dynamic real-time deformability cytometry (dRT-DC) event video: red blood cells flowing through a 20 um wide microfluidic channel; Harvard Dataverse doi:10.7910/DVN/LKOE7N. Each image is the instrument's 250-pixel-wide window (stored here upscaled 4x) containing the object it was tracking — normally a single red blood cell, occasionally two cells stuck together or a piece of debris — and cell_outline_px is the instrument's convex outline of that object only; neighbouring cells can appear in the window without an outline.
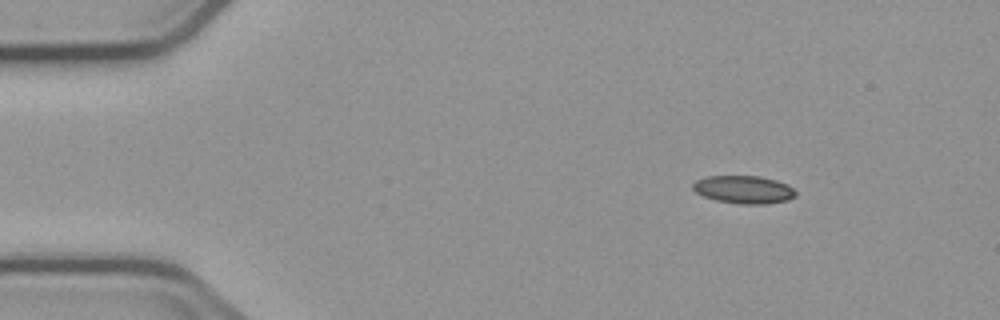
{"species": "common noctule bat (a hibernating species)", "species_latin": "Nyctalus noctula", "temperature_condition": "cold", "stored_images_in_passage": 4, "segment_of_instrument_passage": [1, 2], "camera_frame_rate_fps": 3000, "um_per_image_px": 0.085, "animal": {"sex": "male", "body_mass_g": 23.1, "forearm_length_mm": 52.7}, "frame": {"image": 1, "passage_image": 1, "time_ms": 0.0, "image_size_px": [1000, 320], "cell_outline_px": [[796, 196], [788, 200], [764, 204], [744, 204], [716, 200], [704, 196], [696, 192], [692, 188], [692, 184], [696, 180], [704, 176], [760, 176], [776, 180], [788, 184], [796, 192]], "centroid_in_image_um": [63.22, 16.1], "position_along_channel_um": 21.8, "area_um2": 16.7}}